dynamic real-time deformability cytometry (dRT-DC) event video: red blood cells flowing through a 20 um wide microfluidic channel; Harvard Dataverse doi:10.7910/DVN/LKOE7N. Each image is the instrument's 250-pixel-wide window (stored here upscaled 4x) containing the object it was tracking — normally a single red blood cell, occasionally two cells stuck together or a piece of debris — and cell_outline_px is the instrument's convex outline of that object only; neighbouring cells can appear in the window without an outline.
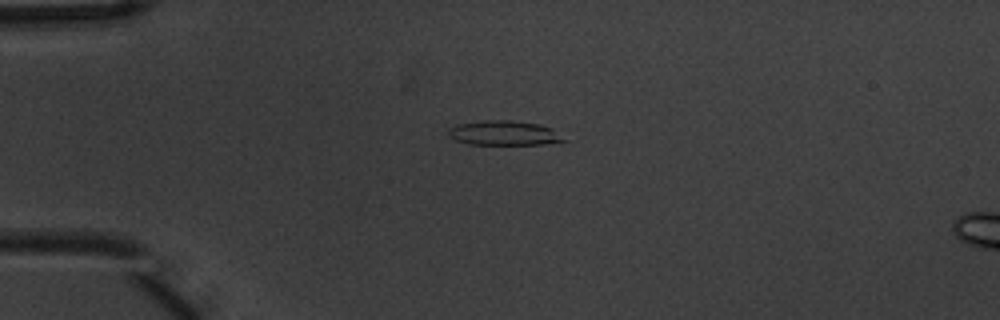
{"species": "common noctule bat (a hibernating species)", "species_latin": "Nyctalus noctula", "temperature_condition": "warm", "stored_images_in_passage": 5, "camera_frame_rate_fps": 3000, "um_per_image_px": 0.085, "animal": {"sex": "male", "body_mass_g": 20.1, "forearm_length_mm": 53.5}, "frame": {"image": 1, "passage_image": 5, "time_ms": 1.333, "image_size_px": [1000, 320], "cell_outline_px": [[568, 140], [544, 144], [468, 144], [456, 140], [448, 136], [448, 128], [456, 124], [484, 120], [512, 120], [540, 124], [552, 128]], "centroid_in_image_um": [42.83, 11.3], "position_along_channel_um": 42.2, "area_um2": 16.65}}